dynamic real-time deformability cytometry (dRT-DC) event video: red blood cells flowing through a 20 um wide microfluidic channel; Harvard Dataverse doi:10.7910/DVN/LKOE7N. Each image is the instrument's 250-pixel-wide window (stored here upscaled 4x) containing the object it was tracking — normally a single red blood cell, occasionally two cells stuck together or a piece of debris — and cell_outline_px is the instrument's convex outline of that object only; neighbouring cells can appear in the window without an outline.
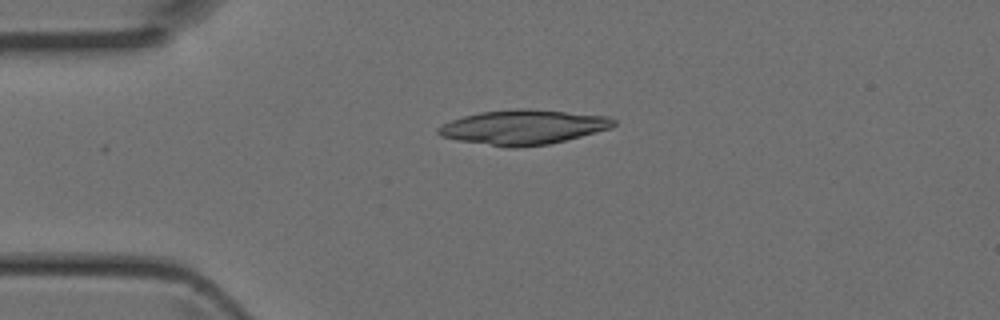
{"species": "Egyptian fruit bat (a non-hibernating species)", "species_latin": "Rousettus aegyptiacus", "temperature_condition": "room temperature", "stored_images_in_passage": 3, "camera_frame_rate_fps": 3000, "um_per_image_px": 0.085, "animal": {"sex": "female"}, "frame": {"image": 1, "passage_image": 2, "time_ms": 0.333, "image_size_px": [1000, 320], "cell_outline_px": [[616, 124], [612, 128], [548, 144], [516, 148], [508, 148], [460, 140], [440, 136], [436, 132], [436, 128], [452, 120], [464, 116], [480, 112], [520, 108], [528, 108], [608, 116], [616, 120]], "centroid_in_image_um": [44.49, 10.8], "position_along_channel_um": 40.5, "area_um2": 35.26}}